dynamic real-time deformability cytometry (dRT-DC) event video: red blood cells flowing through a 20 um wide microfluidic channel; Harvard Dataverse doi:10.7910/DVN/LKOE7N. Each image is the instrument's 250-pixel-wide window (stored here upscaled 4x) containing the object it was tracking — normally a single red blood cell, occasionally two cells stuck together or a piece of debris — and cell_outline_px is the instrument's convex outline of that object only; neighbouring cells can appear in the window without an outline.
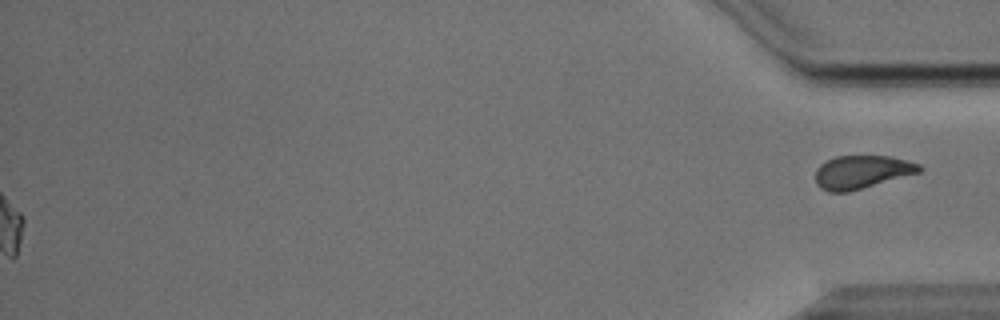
{"species": "Egyptian fruit bat (a non-hibernating species)", "species_latin": "Rousettus aegyptiacus", "temperature_condition": "cold", "stored_images_in_passage": 55, "segment_of_instrument_passage": [2, 2], "camera_frame_rate_fps": 3000, "um_per_image_px": 0.085, "animal": {"sex": "male"}, "frame": {"image": 1, "passage_image": 55, "time_ms": 18.0, "image_size_px": [1000, 320], "cell_outline_px": [[924, 168], [920, 172], [848, 192], [828, 192], [820, 188], [816, 184], [816, 168], [820, 164], [836, 156], [888, 156], [920, 164]], "centroid_in_image_um": [73.23, 14.62], "position_along_channel_um": 362.0, "area_um2": 20.0}}